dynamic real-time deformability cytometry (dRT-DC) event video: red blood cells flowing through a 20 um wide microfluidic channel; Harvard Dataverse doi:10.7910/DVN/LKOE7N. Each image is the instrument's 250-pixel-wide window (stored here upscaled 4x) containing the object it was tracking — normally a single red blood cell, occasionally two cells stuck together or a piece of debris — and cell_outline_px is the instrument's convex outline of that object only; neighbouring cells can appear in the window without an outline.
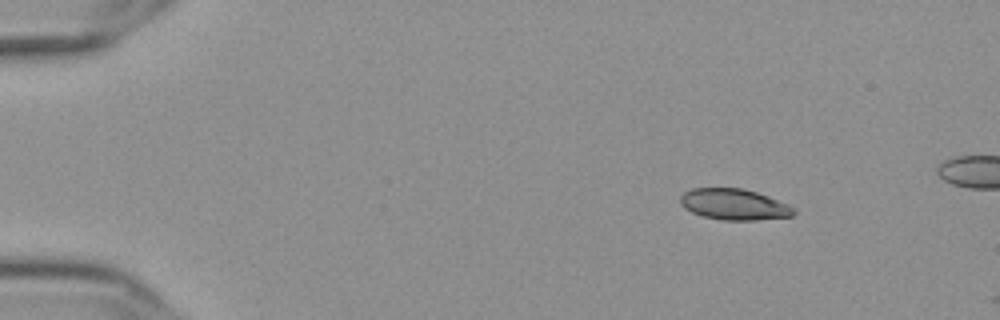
{"species": "Egyptian fruit bat (a non-hibernating species)", "species_latin": "Rousettus aegyptiacus", "temperature_condition": "cold", "stored_images_in_passage": 48, "camera_frame_rate_fps": 3000, "um_per_image_px": 0.085, "frame": {"image": 1, "passage_image": 1, "time_ms": 0.0, "image_size_px": [1000, 320], "cell_outline_px": [[796, 212], [792, 216], [756, 220], [724, 220], [704, 216], [692, 212], [684, 208], [680, 204], [680, 196], [684, 192], [692, 188], [740, 188], [756, 192], [768, 196], [788, 204]], "centroid_in_image_um": [62.38, 17.37], "position_along_channel_um": 22.6, "area_um2": 20.4}}
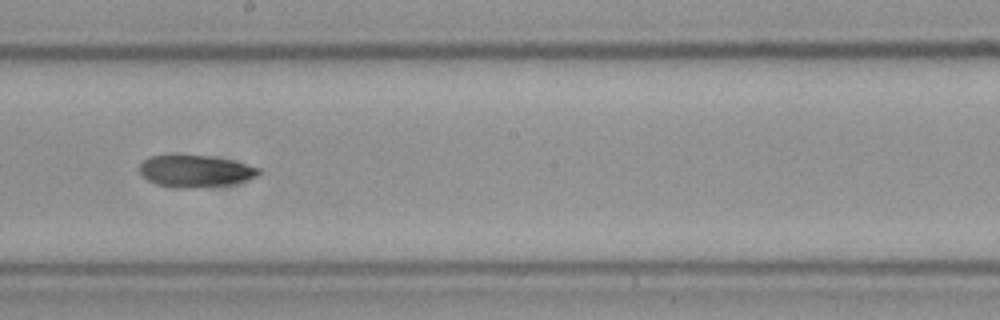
{"frame": {"image": 2, "passage_image": 26, "time_ms": 8.333, "image_size_px": [1000, 320], "cell_outline_px": [[260, 172], [256, 176], [232, 184], [196, 188], [172, 188], [156, 184], [148, 180], [140, 172], [140, 164], [148, 156], [172, 152], [180, 152], [228, 160], [260, 168]], "centroid_in_image_um": [16.49, 14.51], "position_along_channel_um": 231.7, "area_um2": 22.66}}
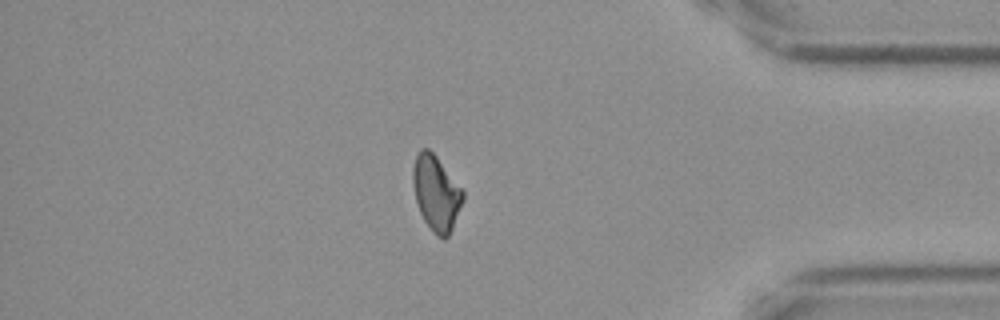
{"frame": {"image": 3, "passage_image": 42, "time_ms": 13.667, "image_size_px": [1000, 320], "cell_outline_px": [[464, 196], [452, 228], [448, 236], [444, 240], [436, 236], [432, 232], [424, 220], [416, 204], [412, 184], [412, 168], [416, 152], [420, 148], [428, 148], [436, 156], [464, 192]], "centroid_in_image_um": [37.02, 16.4], "position_along_channel_um": 398.2, "area_um2": 21.91}}